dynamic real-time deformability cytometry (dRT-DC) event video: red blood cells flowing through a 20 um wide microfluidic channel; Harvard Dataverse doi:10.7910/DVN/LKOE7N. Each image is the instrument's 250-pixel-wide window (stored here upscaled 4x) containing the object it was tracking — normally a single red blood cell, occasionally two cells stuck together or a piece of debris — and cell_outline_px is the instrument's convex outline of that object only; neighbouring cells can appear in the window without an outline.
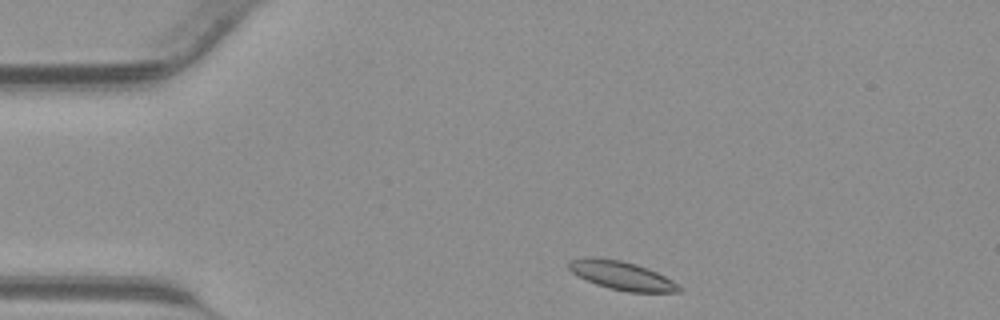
{"species": "common noctule bat (a hibernating species)", "species_latin": "Nyctalus noctula", "temperature_condition": "warm", "stored_images_in_passage": 31, "camera_frame_rate_fps": 3000, "um_per_image_px": 0.085, "animal": {"sex": "male", "body_mass_g": 23.1, "forearm_length_mm": 52.7}, "frame": {"image": 1, "passage_image": 1, "time_ms": 0.0, "image_size_px": [1000, 320], "cell_outline_px": [[684, 288], [680, 292], [628, 292], [608, 288], [596, 284], [572, 272], [568, 268], [568, 260], [588, 256], [592, 256], [620, 260], [636, 264], [648, 268], [672, 280]], "centroid_in_image_um": [52.85, 23.41], "position_along_channel_um": 32.1, "area_um2": 18.44}}
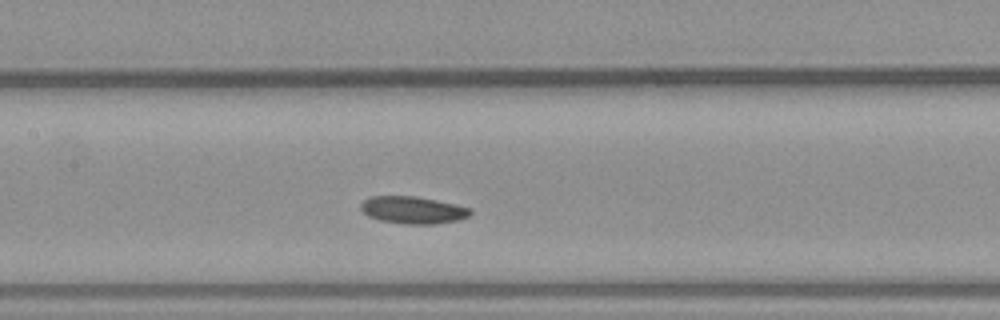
{"frame": {"image": 2, "passage_image": 13, "time_ms": 4.0, "image_size_px": [1000, 320], "cell_outline_px": [[472, 212], [468, 216], [460, 220], [436, 224], [408, 224], [380, 220], [368, 216], [360, 208], [360, 204], [368, 196], [416, 196], [456, 204], [472, 208]], "centroid_in_image_um": [35.12, 17.85], "position_along_channel_um": 172.3, "area_um2": 17.51}}
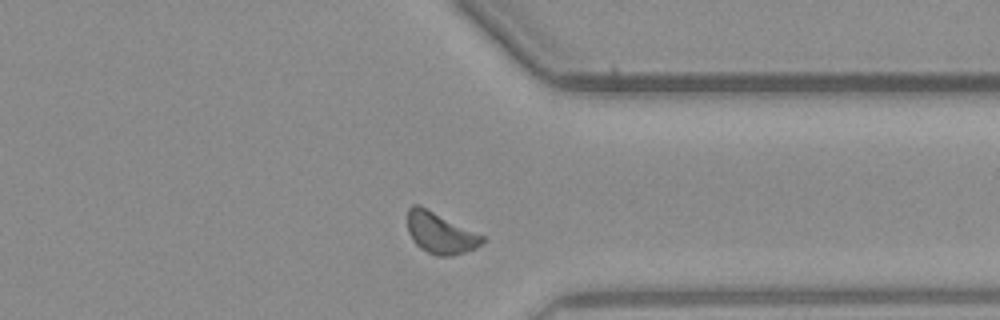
{"frame": {"image": 3, "passage_image": 26, "time_ms": 8.333, "image_size_px": [1000, 320], "cell_outline_px": [[488, 240], [476, 248], [452, 256], [436, 256], [420, 248], [412, 240], [408, 232], [408, 208], [412, 204], [420, 204], [488, 236]], "centroid_in_image_um": [37.49, 19.78], "position_along_channel_um": 373.9, "area_um2": 18.67}}